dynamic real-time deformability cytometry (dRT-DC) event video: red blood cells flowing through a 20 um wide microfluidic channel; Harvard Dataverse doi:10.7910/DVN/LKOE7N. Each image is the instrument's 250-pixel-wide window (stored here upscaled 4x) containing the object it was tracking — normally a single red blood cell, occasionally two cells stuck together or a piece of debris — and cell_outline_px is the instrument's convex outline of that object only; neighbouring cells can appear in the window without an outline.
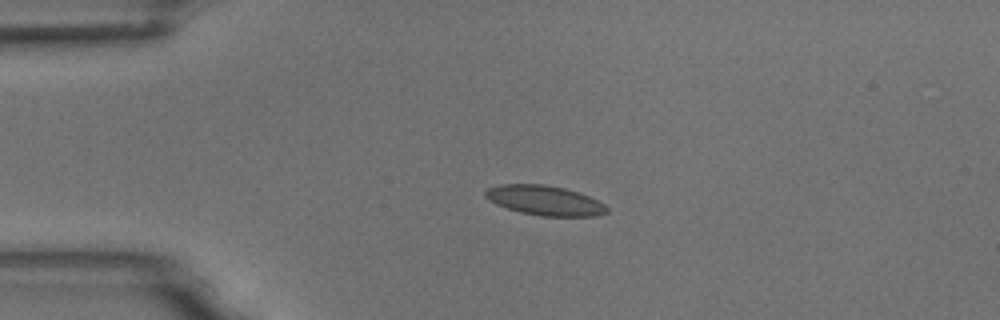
{"species": "common noctule bat (a hibernating species)", "species_latin": "Nyctalus noctula", "temperature_condition": "room temperature", "stored_images_in_passage": 4, "camera_frame_rate_fps": 3000, "um_per_image_px": 0.085, "animal": {"sex": "male", "body_mass_g": 18.8}, "frame": {"image": 1, "passage_image": 2, "time_ms": 0.333, "image_size_px": [1000, 320], "cell_outline_px": [[608, 212], [596, 216], [540, 216], [520, 212], [496, 204], [488, 200], [484, 196], [484, 192], [488, 188], [500, 184], [544, 184], [564, 188], [588, 196], [604, 204], [608, 208]], "centroid_in_image_um": [46.27, 17.04], "position_along_channel_um": 38.7, "area_um2": 20.98}}